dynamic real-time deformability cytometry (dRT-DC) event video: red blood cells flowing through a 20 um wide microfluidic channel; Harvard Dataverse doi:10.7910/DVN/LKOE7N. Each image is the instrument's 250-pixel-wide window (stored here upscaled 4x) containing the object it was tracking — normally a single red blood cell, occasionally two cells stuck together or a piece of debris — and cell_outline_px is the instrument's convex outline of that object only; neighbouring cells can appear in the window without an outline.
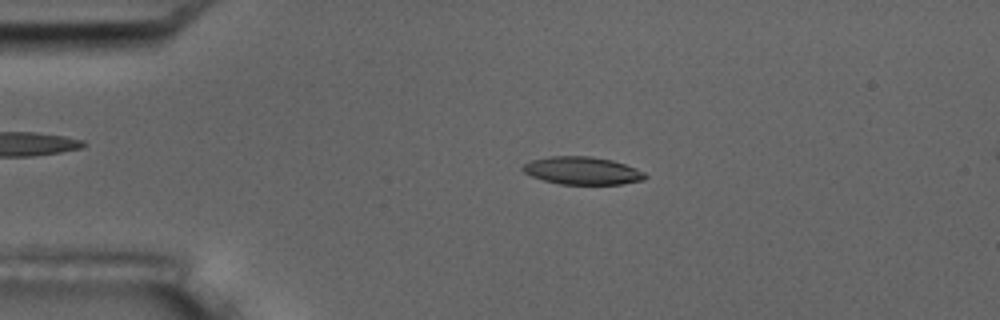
{"species": "common noctule bat (a hibernating species)", "species_latin": "Nyctalus noctula", "temperature_condition": "room temperature", "stored_images_in_passage": 5, "camera_frame_rate_fps": 3000, "um_per_image_px": 0.085, "animal": {"sex": "male", "body_mass_g": 17.5, "forearm_length_mm": 52.3}, "frame": {"image": 1, "passage_image": 3, "time_ms": 2.667, "image_size_px": [1000, 320], "cell_outline_px": [[648, 176], [644, 180], [620, 184], [560, 184], [544, 180], [532, 176], [524, 172], [520, 168], [524, 164], [532, 160], [552, 156], [588, 156], [612, 160], [636, 168], [644, 172]], "centroid_in_image_um": [49.51, 14.51], "position_along_channel_um": 35.5, "area_um2": 19.65}}